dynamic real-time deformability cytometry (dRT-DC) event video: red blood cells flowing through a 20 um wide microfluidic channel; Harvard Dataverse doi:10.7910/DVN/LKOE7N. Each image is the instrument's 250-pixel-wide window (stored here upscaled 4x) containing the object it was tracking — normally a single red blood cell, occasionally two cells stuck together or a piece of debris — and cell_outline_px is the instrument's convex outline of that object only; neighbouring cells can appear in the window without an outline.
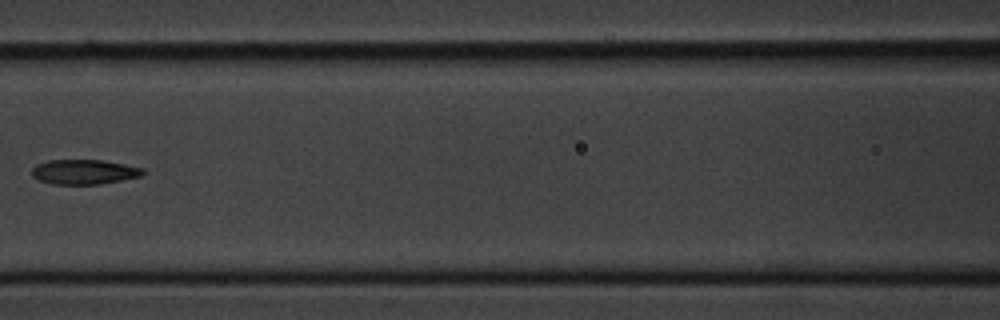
{"species": "common noctule bat (a hibernating species)", "species_latin": "Nyctalus noctula", "temperature_condition": "cold", "stored_images_in_passage": 9, "camera_frame_rate_fps": 3000, "um_per_image_px": 0.085, "animal": {"sex": "male", "body_mass_g": 20.1, "forearm_length_mm": 53.5}, "frame": {"image": 1, "passage_image": 6, "time_ms": 7.333, "image_size_px": [1000, 320], "cell_outline_px": [[144, 172], [140, 176], [100, 184], [52, 184], [40, 180], [32, 176], [32, 168], [36, 164], [48, 160], [100, 160], [124, 164], [144, 168]], "centroid_in_image_um": [7.12, 14.6], "position_along_channel_um": 159.5, "area_um2": 15.9}}
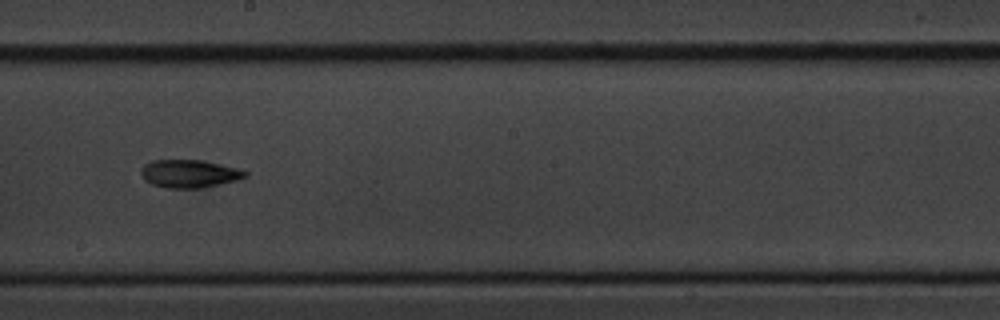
{"frame": {"image": 2, "passage_image": 8, "time_ms": 9.333, "image_size_px": [1000, 320], "cell_outline_px": [[248, 176], [236, 180], [220, 184], [200, 188], [168, 188], [152, 184], [144, 180], [140, 172], [140, 168], [144, 164], [152, 160], [200, 160], [220, 164], [236, 168], [248, 172]], "centroid_in_image_um": [16.06, 14.76], "position_along_channel_um": 232.1, "area_um2": 16.94}}
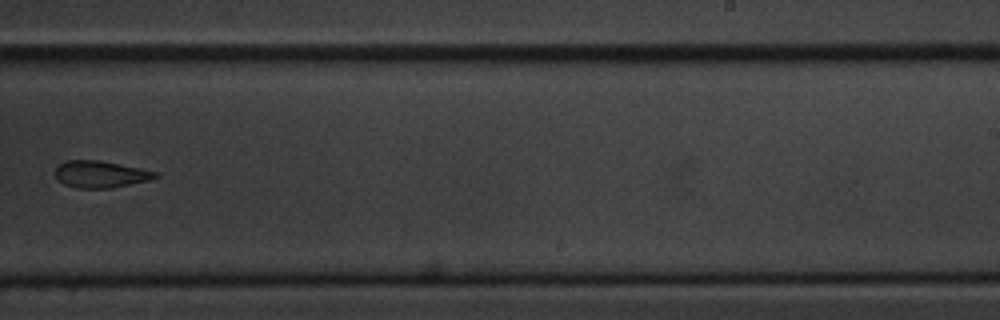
{"frame": {"image": 3, "passage_image": 9, "time_ms": 10.667, "image_size_px": [1000, 320], "cell_outline_px": [[160, 176], [148, 180], [112, 188], [76, 188], [64, 184], [56, 180], [52, 172], [56, 164], [68, 160], [100, 160], [140, 168], [156, 172]], "centroid_in_image_um": [8.44, 14.8], "position_along_channel_um": 280.6, "area_um2": 15.95}}